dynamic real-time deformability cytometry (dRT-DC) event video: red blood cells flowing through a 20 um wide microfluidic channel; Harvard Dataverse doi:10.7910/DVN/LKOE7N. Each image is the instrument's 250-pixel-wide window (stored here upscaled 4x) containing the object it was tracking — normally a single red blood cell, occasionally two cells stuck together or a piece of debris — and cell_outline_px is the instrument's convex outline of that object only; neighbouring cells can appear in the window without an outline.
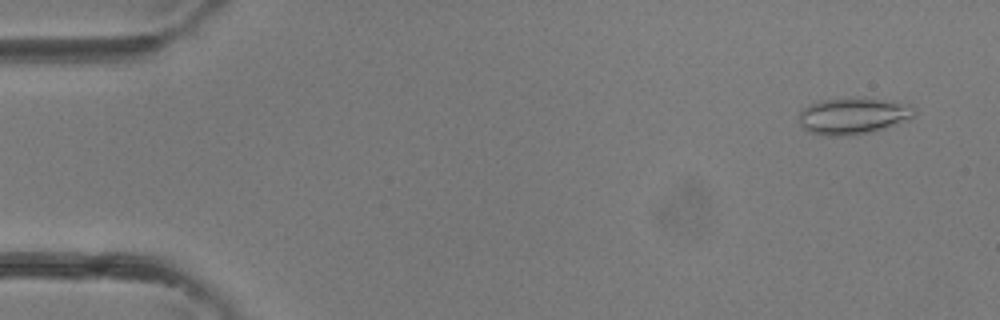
{"species": "common noctule bat (a hibernating species)", "species_latin": "Nyctalus noctula", "temperature_condition": "room temperature", "stored_images_in_passage": 4, "camera_frame_rate_fps": 3000, "um_per_image_px": 0.085, "animal": {"sex": "female"}, "frame": {"image": 1, "passage_image": 1, "time_ms": 0.0, "image_size_px": [1000, 320], "cell_outline_px": [[916, 112], [908, 120], [872, 132], [844, 136], [824, 136], [812, 132], [804, 128], [800, 124], [800, 112], [804, 108], [820, 100], [880, 100], [908, 104], [916, 108]], "centroid_in_image_um": [72.53, 9.9], "position_along_channel_um": 12.5, "area_um2": 23.7}}